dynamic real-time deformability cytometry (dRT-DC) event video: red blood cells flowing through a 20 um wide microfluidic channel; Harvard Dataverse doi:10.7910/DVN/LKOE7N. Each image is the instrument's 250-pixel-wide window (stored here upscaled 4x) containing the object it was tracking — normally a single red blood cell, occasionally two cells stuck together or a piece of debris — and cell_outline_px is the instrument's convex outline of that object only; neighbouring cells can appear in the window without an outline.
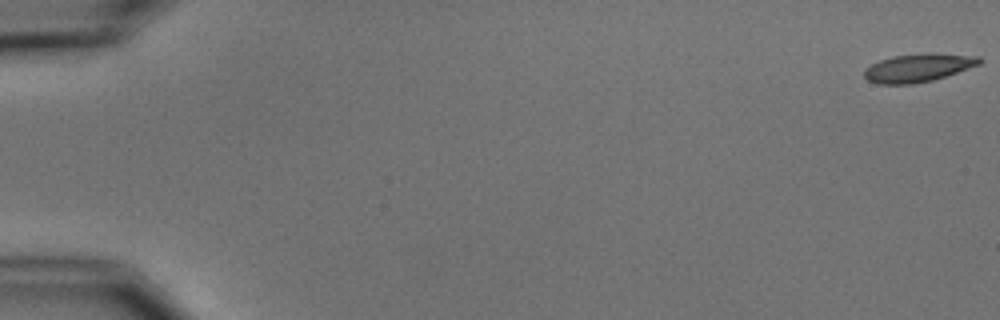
{"species": "common noctule bat (a hibernating species)", "species_latin": "Nyctalus noctula", "temperature_condition": "cold", "stored_images_in_passage": 3, "camera_frame_rate_fps": 3000, "um_per_image_px": 0.085, "animal": {"sex": "male", "body_mass_g": 15.6}, "frame": {"image": 1, "passage_image": 1, "time_ms": 0.0, "image_size_px": [1000, 320], "cell_outline_px": [[984, 60], [980, 64], [932, 80], [912, 84], [876, 84], [868, 80], [864, 76], [864, 72], [872, 64], [880, 60], [892, 56], [928, 52], [932, 52], [980, 56]], "centroid_in_image_um": [78.07, 5.74], "position_along_channel_um": 6.9, "area_um2": 18.96}}